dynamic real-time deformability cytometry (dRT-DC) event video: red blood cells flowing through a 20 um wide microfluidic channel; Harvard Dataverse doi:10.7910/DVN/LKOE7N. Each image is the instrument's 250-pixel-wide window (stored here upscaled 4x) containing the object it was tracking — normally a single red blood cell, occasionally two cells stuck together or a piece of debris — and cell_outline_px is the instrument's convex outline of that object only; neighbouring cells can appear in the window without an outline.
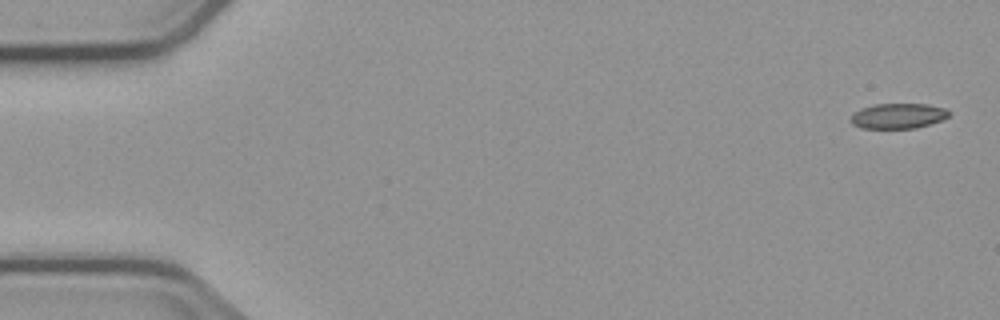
{"species": "common noctule bat (a hibernating species)", "species_latin": "Nyctalus noctula", "temperature_condition": "cold", "stored_images_in_passage": 4, "camera_frame_rate_fps": 3000, "um_per_image_px": 0.085, "animal": {"sex": "male", "body_mass_g": 23.1, "forearm_length_mm": 52.7}, "frame": {"image": 1, "passage_image": 1, "time_ms": 0.0, "image_size_px": [1000, 320], "cell_outline_px": [[948, 116], [940, 120], [916, 128], [860, 128], [852, 124], [848, 120], [860, 108], [876, 104], [928, 104], [944, 108], [948, 112]], "centroid_in_image_um": [76.28, 9.85], "position_along_channel_um": 8.7, "area_um2": 14.28}}